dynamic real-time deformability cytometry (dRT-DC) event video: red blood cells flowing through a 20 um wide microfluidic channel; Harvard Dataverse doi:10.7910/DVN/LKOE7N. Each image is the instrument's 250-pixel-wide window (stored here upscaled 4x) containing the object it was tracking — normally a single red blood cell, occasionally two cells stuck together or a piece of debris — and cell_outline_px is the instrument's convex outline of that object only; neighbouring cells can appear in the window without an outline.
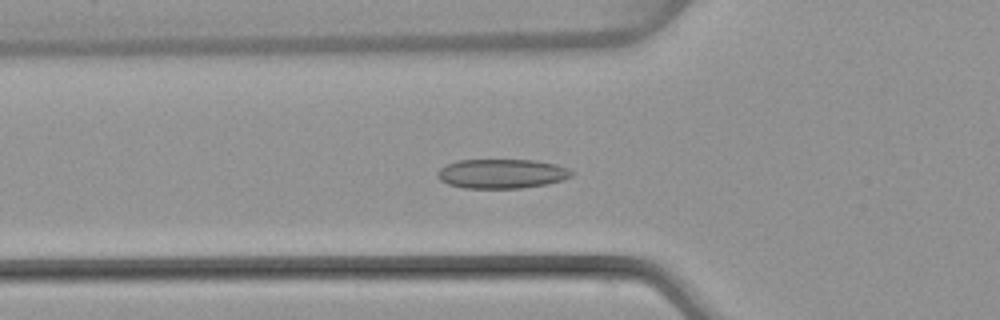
{"species": "common noctule bat (a hibernating species)", "species_latin": "Nyctalus noctula", "temperature_condition": "warm", "stored_images_in_passage": 47, "camera_frame_rate_fps": 3000, "um_per_image_px": 0.085, "animal": {"sex": "female", "body_mass_g": 22.7, "forearm_length_mm": 54.2}, "frame": {"image": 1, "passage_image": 14, "time_ms": 4.333, "image_size_px": [1000, 320], "cell_outline_px": [[572, 176], [564, 180], [548, 184], [520, 188], [464, 188], [448, 184], [440, 180], [436, 176], [436, 172], [440, 168], [456, 160], [536, 160], [556, 164], [568, 168], [572, 172]], "centroid_in_image_um": [42.65, 14.76], "position_along_channel_um": 83.2, "area_um2": 23.12}}
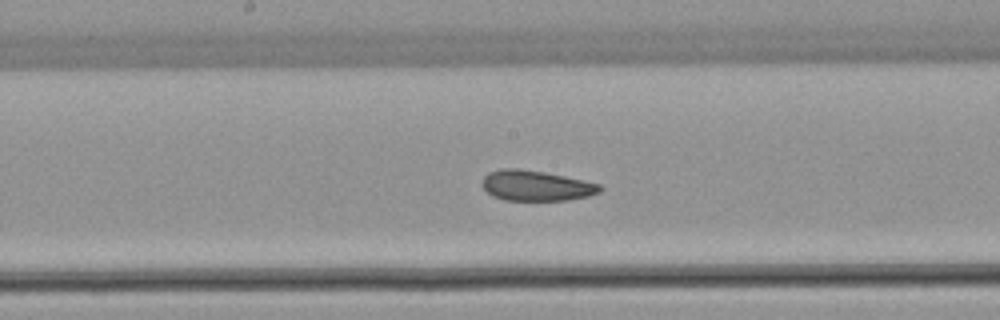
{"frame": {"image": 2, "passage_image": 23, "time_ms": 7.333, "image_size_px": [1000, 320], "cell_outline_px": [[604, 188], [600, 192], [588, 196], [568, 200], [504, 200], [492, 196], [480, 184], [480, 180], [488, 172], [504, 168], [516, 168], [544, 172], [564, 176], [600, 184]], "centroid_in_image_um": [45.54, 15.78], "position_along_channel_um": 202.7, "area_um2": 20.92}}
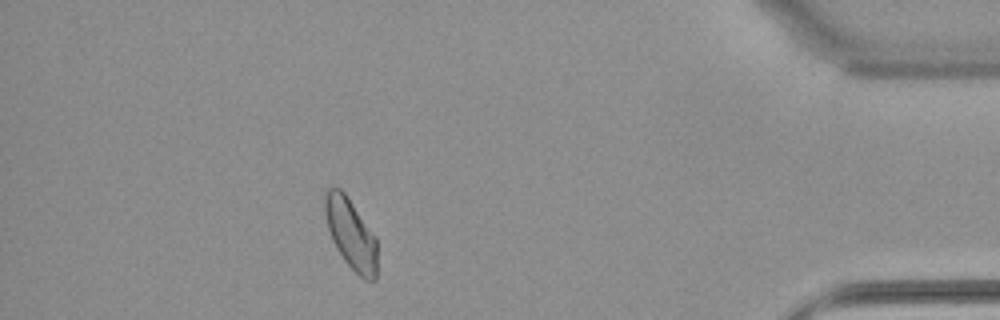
{"frame": {"image": 3, "passage_image": 42, "time_ms": 13.667, "image_size_px": [1000, 320], "cell_outline_px": [[376, 280], [364, 280], [344, 260], [336, 248], [332, 240], [328, 228], [324, 212], [324, 196], [328, 188], [340, 188], [344, 192], [376, 236]], "centroid_in_image_um": [29.81, 19.87], "position_along_channel_um": 405.4, "area_um2": 21.33}, "authors_computed_cell_mechanics": {"area_um2": 21.7328, "velocity_mm_per_s": 3.9695, "shape_relaxation_time_tau1_ms": 6.4431, "shape_relaxation_time_tau2_ms": 2.9339, "deformation_change_tau1": 0.1204, "deformation_change_tau2": 0.0807}}